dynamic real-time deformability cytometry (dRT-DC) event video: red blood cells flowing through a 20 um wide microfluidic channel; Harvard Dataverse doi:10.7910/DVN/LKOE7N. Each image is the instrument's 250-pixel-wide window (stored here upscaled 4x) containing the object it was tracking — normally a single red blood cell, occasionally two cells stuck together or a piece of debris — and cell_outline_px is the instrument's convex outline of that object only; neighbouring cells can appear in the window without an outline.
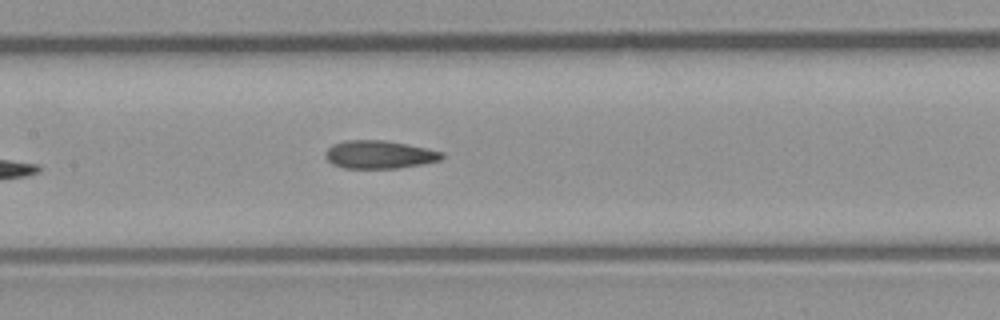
{"species": "common noctule bat (a hibernating species)", "species_latin": "Nyctalus noctula", "temperature_condition": "room temperature", "stored_images_in_passage": 5, "camera_frame_rate_fps": 3000, "um_per_image_px": 0.085, "animal": {"sex": "male", "body_mass_g": 23.1, "forearm_length_mm": 52.7}, "frame": {"image": 1, "passage_image": 5, "time_ms": 1.333, "image_size_px": [1000, 320], "cell_outline_px": [[444, 156], [440, 160], [424, 164], [400, 168], [344, 168], [332, 164], [324, 156], [324, 152], [332, 144], [348, 140], [384, 140], [408, 144], [444, 152]], "centroid_in_image_um": [32.24, 13.14], "position_along_channel_um": 175.2, "area_um2": 19.19}}